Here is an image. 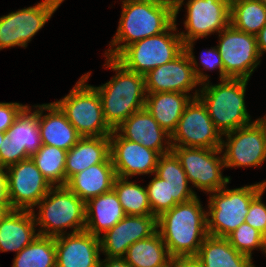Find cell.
<instances>
[{"label": "cell", "instance_id": "obj_49", "mask_svg": "<svg viewBox=\"0 0 266 267\" xmlns=\"http://www.w3.org/2000/svg\"><path fill=\"white\" fill-rule=\"evenodd\" d=\"M258 1L266 6V0H258Z\"/></svg>", "mask_w": 266, "mask_h": 267}, {"label": "cell", "instance_id": "obj_27", "mask_svg": "<svg viewBox=\"0 0 266 267\" xmlns=\"http://www.w3.org/2000/svg\"><path fill=\"white\" fill-rule=\"evenodd\" d=\"M196 257L202 267H255L252 257L238 252L225 237L208 235Z\"/></svg>", "mask_w": 266, "mask_h": 267}, {"label": "cell", "instance_id": "obj_32", "mask_svg": "<svg viewBox=\"0 0 266 267\" xmlns=\"http://www.w3.org/2000/svg\"><path fill=\"white\" fill-rule=\"evenodd\" d=\"M15 256L12 267H56L55 237L38 235Z\"/></svg>", "mask_w": 266, "mask_h": 267}, {"label": "cell", "instance_id": "obj_18", "mask_svg": "<svg viewBox=\"0 0 266 267\" xmlns=\"http://www.w3.org/2000/svg\"><path fill=\"white\" fill-rule=\"evenodd\" d=\"M156 232V216L126 215L100 236L101 252L106 257H125L133 243L149 238Z\"/></svg>", "mask_w": 266, "mask_h": 267}, {"label": "cell", "instance_id": "obj_29", "mask_svg": "<svg viewBox=\"0 0 266 267\" xmlns=\"http://www.w3.org/2000/svg\"><path fill=\"white\" fill-rule=\"evenodd\" d=\"M155 174L167 181L171 188V196L178 204L197 196L193 189L188 187L187 175L172 151L160 155Z\"/></svg>", "mask_w": 266, "mask_h": 267}, {"label": "cell", "instance_id": "obj_16", "mask_svg": "<svg viewBox=\"0 0 266 267\" xmlns=\"http://www.w3.org/2000/svg\"><path fill=\"white\" fill-rule=\"evenodd\" d=\"M183 43L220 32L230 25L231 3L227 0H188Z\"/></svg>", "mask_w": 266, "mask_h": 267}, {"label": "cell", "instance_id": "obj_3", "mask_svg": "<svg viewBox=\"0 0 266 267\" xmlns=\"http://www.w3.org/2000/svg\"><path fill=\"white\" fill-rule=\"evenodd\" d=\"M105 57L103 66L115 71L116 75L107 83L93 87L99 93L105 122L115 130L133 113L145 108V77L126 69L115 58Z\"/></svg>", "mask_w": 266, "mask_h": 267}, {"label": "cell", "instance_id": "obj_40", "mask_svg": "<svg viewBox=\"0 0 266 267\" xmlns=\"http://www.w3.org/2000/svg\"><path fill=\"white\" fill-rule=\"evenodd\" d=\"M204 52L206 53L200 54L199 59L201 60V64L199 66L202 65L204 70L207 69L210 71L216 68L219 69V80H224V66L217 47H211V49Z\"/></svg>", "mask_w": 266, "mask_h": 267}, {"label": "cell", "instance_id": "obj_10", "mask_svg": "<svg viewBox=\"0 0 266 267\" xmlns=\"http://www.w3.org/2000/svg\"><path fill=\"white\" fill-rule=\"evenodd\" d=\"M171 151L178 158L188 182H191L193 187L209 194L230 183V177L222 176L221 170L225 168V164L221 148L172 146Z\"/></svg>", "mask_w": 266, "mask_h": 267}, {"label": "cell", "instance_id": "obj_11", "mask_svg": "<svg viewBox=\"0 0 266 267\" xmlns=\"http://www.w3.org/2000/svg\"><path fill=\"white\" fill-rule=\"evenodd\" d=\"M62 2L64 0H43L0 17V50L15 46L26 48Z\"/></svg>", "mask_w": 266, "mask_h": 267}, {"label": "cell", "instance_id": "obj_34", "mask_svg": "<svg viewBox=\"0 0 266 267\" xmlns=\"http://www.w3.org/2000/svg\"><path fill=\"white\" fill-rule=\"evenodd\" d=\"M128 178L116 176L113 190L126 215H152L147 189Z\"/></svg>", "mask_w": 266, "mask_h": 267}, {"label": "cell", "instance_id": "obj_23", "mask_svg": "<svg viewBox=\"0 0 266 267\" xmlns=\"http://www.w3.org/2000/svg\"><path fill=\"white\" fill-rule=\"evenodd\" d=\"M115 178V169L109 156L103 163L73 175L66 186L86 203L93 197L111 191Z\"/></svg>", "mask_w": 266, "mask_h": 267}, {"label": "cell", "instance_id": "obj_9", "mask_svg": "<svg viewBox=\"0 0 266 267\" xmlns=\"http://www.w3.org/2000/svg\"><path fill=\"white\" fill-rule=\"evenodd\" d=\"M195 40L184 43V51L174 60L149 71L145 77L146 93L180 92L189 94L197 85L209 82L198 68L193 53Z\"/></svg>", "mask_w": 266, "mask_h": 267}, {"label": "cell", "instance_id": "obj_41", "mask_svg": "<svg viewBox=\"0 0 266 267\" xmlns=\"http://www.w3.org/2000/svg\"><path fill=\"white\" fill-rule=\"evenodd\" d=\"M167 267H202L196 256L170 257Z\"/></svg>", "mask_w": 266, "mask_h": 267}, {"label": "cell", "instance_id": "obj_48", "mask_svg": "<svg viewBox=\"0 0 266 267\" xmlns=\"http://www.w3.org/2000/svg\"><path fill=\"white\" fill-rule=\"evenodd\" d=\"M3 139H4V132H0V145L1 143H3Z\"/></svg>", "mask_w": 266, "mask_h": 267}, {"label": "cell", "instance_id": "obj_36", "mask_svg": "<svg viewBox=\"0 0 266 267\" xmlns=\"http://www.w3.org/2000/svg\"><path fill=\"white\" fill-rule=\"evenodd\" d=\"M230 244L240 253L252 257L254 249L263 251V236L260 231L254 229L246 222L226 237Z\"/></svg>", "mask_w": 266, "mask_h": 267}, {"label": "cell", "instance_id": "obj_33", "mask_svg": "<svg viewBox=\"0 0 266 267\" xmlns=\"http://www.w3.org/2000/svg\"><path fill=\"white\" fill-rule=\"evenodd\" d=\"M66 156V150L42 145L30 157L52 186H66Z\"/></svg>", "mask_w": 266, "mask_h": 267}, {"label": "cell", "instance_id": "obj_12", "mask_svg": "<svg viewBox=\"0 0 266 267\" xmlns=\"http://www.w3.org/2000/svg\"><path fill=\"white\" fill-rule=\"evenodd\" d=\"M216 46L224 66V79H250L260 64L256 36L235 29L231 24L219 32Z\"/></svg>", "mask_w": 266, "mask_h": 267}, {"label": "cell", "instance_id": "obj_50", "mask_svg": "<svg viewBox=\"0 0 266 267\" xmlns=\"http://www.w3.org/2000/svg\"><path fill=\"white\" fill-rule=\"evenodd\" d=\"M262 121H266V115L263 118H260Z\"/></svg>", "mask_w": 266, "mask_h": 267}, {"label": "cell", "instance_id": "obj_26", "mask_svg": "<svg viewBox=\"0 0 266 267\" xmlns=\"http://www.w3.org/2000/svg\"><path fill=\"white\" fill-rule=\"evenodd\" d=\"M110 156L109 136L81 137L67 151L65 172L66 183L75 174L92 165L103 163Z\"/></svg>", "mask_w": 266, "mask_h": 267}, {"label": "cell", "instance_id": "obj_47", "mask_svg": "<svg viewBox=\"0 0 266 267\" xmlns=\"http://www.w3.org/2000/svg\"><path fill=\"white\" fill-rule=\"evenodd\" d=\"M262 236H263V252L266 254V230L262 234Z\"/></svg>", "mask_w": 266, "mask_h": 267}, {"label": "cell", "instance_id": "obj_2", "mask_svg": "<svg viewBox=\"0 0 266 267\" xmlns=\"http://www.w3.org/2000/svg\"><path fill=\"white\" fill-rule=\"evenodd\" d=\"M157 231L170 257L196 256L208 236L206 210L198 196L157 217Z\"/></svg>", "mask_w": 266, "mask_h": 267}, {"label": "cell", "instance_id": "obj_1", "mask_svg": "<svg viewBox=\"0 0 266 267\" xmlns=\"http://www.w3.org/2000/svg\"><path fill=\"white\" fill-rule=\"evenodd\" d=\"M121 18L105 56L116 58L127 46L167 31L175 23V9L154 0H121ZM113 47V48H112Z\"/></svg>", "mask_w": 266, "mask_h": 267}, {"label": "cell", "instance_id": "obj_31", "mask_svg": "<svg viewBox=\"0 0 266 267\" xmlns=\"http://www.w3.org/2000/svg\"><path fill=\"white\" fill-rule=\"evenodd\" d=\"M230 24L256 36L266 24V6L258 0H234L231 2Z\"/></svg>", "mask_w": 266, "mask_h": 267}, {"label": "cell", "instance_id": "obj_13", "mask_svg": "<svg viewBox=\"0 0 266 267\" xmlns=\"http://www.w3.org/2000/svg\"><path fill=\"white\" fill-rule=\"evenodd\" d=\"M222 136L226 168L259 167L266 160V124L260 118Z\"/></svg>", "mask_w": 266, "mask_h": 267}, {"label": "cell", "instance_id": "obj_39", "mask_svg": "<svg viewBox=\"0 0 266 267\" xmlns=\"http://www.w3.org/2000/svg\"><path fill=\"white\" fill-rule=\"evenodd\" d=\"M27 107L16 102H0V132L5 133Z\"/></svg>", "mask_w": 266, "mask_h": 267}, {"label": "cell", "instance_id": "obj_45", "mask_svg": "<svg viewBox=\"0 0 266 267\" xmlns=\"http://www.w3.org/2000/svg\"><path fill=\"white\" fill-rule=\"evenodd\" d=\"M154 1L165 3L173 7L175 9V20L177 18V14L179 13V10L182 7V4H184L183 3L184 0H154Z\"/></svg>", "mask_w": 266, "mask_h": 267}, {"label": "cell", "instance_id": "obj_5", "mask_svg": "<svg viewBox=\"0 0 266 267\" xmlns=\"http://www.w3.org/2000/svg\"><path fill=\"white\" fill-rule=\"evenodd\" d=\"M36 206L38 215L32 211L41 236L64 235L66 228H72L71 233L85 230V202L67 186H53Z\"/></svg>", "mask_w": 266, "mask_h": 267}, {"label": "cell", "instance_id": "obj_22", "mask_svg": "<svg viewBox=\"0 0 266 267\" xmlns=\"http://www.w3.org/2000/svg\"><path fill=\"white\" fill-rule=\"evenodd\" d=\"M35 226L32 210L13 209L0 223V252L19 253L39 235Z\"/></svg>", "mask_w": 266, "mask_h": 267}, {"label": "cell", "instance_id": "obj_44", "mask_svg": "<svg viewBox=\"0 0 266 267\" xmlns=\"http://www.w3.org/2000/svg\"><path fill=\"white\" fill-rule=\"evenodd\" d=\"M257 49L260 57L266 52V24L256 35Z\"/></svg>", "mask_w": 266, "mask_h": 267}, {"label": "cell", "instance_id": "obj_15", "mask_svg": "<svg viewBox=\"0 0 266 267\" xmlns=\"http://www.w3.org/2000/svg\"><path fill=\"white\" fill-rule=\"evenodd\" d=\"M6 170L8 195L13 209L34 210L53 187L42 175L31 157L9 166Z\"/></svg>", "mask_w": 266, "mask_h": 267}, {"label": "cell", "instance_id": "obj_37", "mask_svg": "<svg viewBox=\"0 0 266 267\" xmlns=\"http://www.w3.org/2000/svg\"><path fill=\"white\" fill-rule=\"evenodd\" d=\"M264 187L251 201L245 222L257 229L262 234L266 230V204L262 202V195L265 193Z\"/></svg>", "mask_w": 266, "mask_h": 267}, {"label": "cell", "instance_id": "obj_21", "mask_svg": "<svg viewBox=\"0 0 266 267\" xmlns=\"http://www.w3.org/2000/svg\"><path fill=\"white\" fill-rule=\"evenodd\" d=\"M48 114L43 115V111ZM38 128L42 145L70 150L81 138L64 112L55 103L38 105Z\"/></svg>", "mask_w": 266, "mask_h": 267}, {"label": "cell", "instance_id": "obj_19", "mask_svg": "<svg viewBox=\"0 0 266 267\" xmlns=\"http://www.w3.org/2000/svg\"><path fill=\"white\" fill-rule=\"evenodd\" d=\"M55 246L56 267H101L100 237L86 230L55 237Z\"/></svg>", "mask_w": 266, "mask_h": 267}, {"label": "cell", "instance_id": "obj_24", "mask_svg": "<svg viewBox=\"0 0 266 267\" xmlns=\"http://www.w3.org/2000/svg\"><path fill=\"white\" fill-rule=\"evenodd\" d=\"M199 90L194 95L180 92L147 93L145 108L168 134L176 130L186 105L192 98L198 97Z\"/></svg>", "mask_w": 266, "mask_h": 267}, {"label": "cell", "instance_id": "obj_4", "mask_svg": "<svg viewBox=\"0 0 266 267\" xmlns=\"http://www.w3.org/2000/svg\"><path fill=\"white\" fill-rule=\"evenodd\" d=\"M248 81L243 78H228L220 80L217 85H210V81L201 85L198 98L206 106L221 135L252 123L245 104Z\"/></svg>", "mask_w": 266, "mask_h": 267}, {"label": "cell", "instance_id": "obj_46", "mask_svg": "<svg viewBox=\"0 0 266 267\" xmlns=\"http://www.w3.org/2000/svg\"><path fill=\"white\" fill-rule=\"evenodd\" d=\"M12 210L10 203H0V223Z\"/></svg>", "mask_w": 266, "mask_h": 267}, {"label": "cell", "instance_id": "obj_14", "mask_svg": "<svg viewBox=\"0 0 266 267\" xmlns=\"http://www.w3.org/2000/svg\"><path fill=\"white\" fill-rule=\"evenodd\" d=\"M222 140V135L211 120L206 106L198 97L192 98L171 135V145L220 149Z\"/></svg>", "mask_w": 266, "mask_h": 267}, {"label": "cell", "instance_id": "obj_8", "mask_svg": "<svg viewBox=\"0 0 266 267\" xmlns=\"http://www.w3.org/2000/svg\"><path fill=\"white\" fill-rule=\"evenodd\" d=\"M175 23L165 32L127 46L115 59L126 69L146 75L149 71L174 60L184 51V43Z\"/></svg>", "mask_w": 266, "mask_h": 267}, {"label": "cell", "instance_id": "obj_7", "mask_svg": "<svg viewBox=\"0 0 266 267\" xmlns=\"http://www.w3.org/2000/svg\"><path fill=\"white\" fill-rule=\"evenodd\" d=\"M91 72L82 75L64 98L55 101L81 137L109 136L98 91L86 82Z\"/></svg>", "mask_w": 266, "mask_h": 267}, {"label": "cell", "instance_id": "obj_6", "mask_svg": "<svg viewBox=\"0 0 266 267\" xmlns=\"http://www.w3.org/2000/svg\"><path fill=\"white\" fill-rule=\"evenodd\" d=\"M266 187V181L227 189L226 185L210 192L206 210L207 233L215 237H227L245 222L252 199Z\"/></svg>", "mask_w": 266, "mask_h": 267}, {"label": "cell", "instance_id": "obj_35", "mask_svg": "<svg viewBox=\"0 0 266 267\" xmlns=\"http://www.w3.org/2000/svg\"><path fill=\"white\" fill-rule=\"evenodd\" d=\"M153 179L146 187L152 215L159 217L178 203L171 196V188L166 180L159 178L154 173Z\"/></svg>", "mask_w": 266, "mask_h": 267}, {"label": "cell", "instance_id": "obj_30", "mask_svg": "<svg viewBox=\"0 0 266 267\" xmlns=\"http://www.w3.org/2000/svg\"><path fill=\"white\" fill-rule=\"evenodd\" d=\"M32 107L36 110L31 112L32 109L28 106L5 132L15 146L25 148L30 156L42 146L38 128V105Z\"/></svg>", "mask_w": 266, "mask_h": 267}, {"label": "cell", "instance_id": "obj_28", "mask_svg": "<svg viewBox=\"0 0 266 267\" xmlns=\"http://www.w3.org/2000/svg\"><path fill=\"white\" fill-rule=\"evenodd\" d=\"M124 258L132 267H167L170 255L157 231L149 238L133 243Z\"/></svg>", "mask_w": 266, "mask_h": 267}, {"label": "cell", "instance_id": "obj_20", "mask_svg": "<svg viewBox=\"0 0 266 267\" xmlns=\"http://www.w3.org/2000/svg\"><path fill=\"white\" fill-rule=\"evenodd\" d=\"M115 130L123 138L140 143L160 155L171 152V135L160 127L146 108L133 113Z\"/></svg>", "mask_w": 266, "mask_h": 267}, {"label": "cell", "instance_id": "obj_43", "mask_svg": "<svg viewBox=\"0 0 266 267\" xmlns=\"http://www.w3.org/2000/svg\"><path fill=\"white\" fill-rule=\"evenodd\" d=\"M101 267H132L124 257H106L101 261Z\"/></svg>", "mask_w": 266, "mask_h": 267}, {"label": "cell", "instance_id": "obj_38", "mask_svg": "<svg viewBox=\"0 0 266 267\" xmlns=\"http://www.w3.org/2000/svg\"><path fill=\"white\" fill-rule=\"evenodd\" d=\"M27 158H30V155L26 149L15 146L4 133L3 143L0 145V167L8 168Z\"/></svg>", "mask_w": 266, "mask_h": 267}, {"label": "cell", "instance_id": "obj_42", "mask_svg": "<svg viewBox=\"0 0 266 267\" xmlns=\"http://www.w3.org/2000/svg\"><path fill=\"white\" fill-rule=\"evenodd\" d=\"M0 203H10L8 195V174L6 168L0 167Z\"/></svg>", "mask_w": 266, "mask_h": 267}, {"label": "cell", "instance_id": "obj_25", "mask_svg": "<svg viewBox=\"0 0 266 267\" xmlns=\"http://www.w3.org/2000/svg\"><path fill=\"white\" fill-rule=\"evenodd\" d=\"M126 214L112 189L85 203V230L100 237L122 220Z\"/></svg>", "mask_w": 266, "mask_h": 267}, {"label": "cell", "instance_id": "obj_17", "mask_svg": "<svg viewBox=\"0 0 266 267\" xmlns=\"http://www.w3.org/2000/svg\"><path fill=\"white\" fill-rule=\"evenodd\" d=\"M110 157L116 176L154 174L160 154L137 142L123 138L116 130L109 135Z\"/></svg>", "mask_w": 266, "mask_h": 267}]
</instances>
